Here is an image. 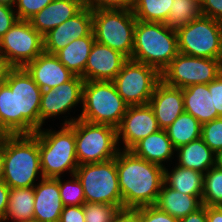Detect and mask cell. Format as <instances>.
I'll return each mask as SVG.
<instances>
[{"instance_id":"cell-2","label":"cell","mask_w":222,"mask_h":222,"mask_svg":"<svg viewBox=\"0 0 222 222\" xmlns=\"http://www.w3.org/2000/svg\"><path fill=\"white\" fill-rule=\"evenodd\" d=\"M123 208L154 205L164 183V168L135 156L130 150L116 155Z\"/></svg>"},{"instance_id":"cell-21","label":"cell","mask_w":222,"mask_h":222,"mask_svg":"<svg viewBox=\"0 0 222 222\" xmlns=\"http://www.w3.org/2000/svg\"><path fill=\"white\" fill-rule=\"evenodd\" d=\"M86 6V0H53L28 21L42 36L74 17Z\"/></svg>"},{"instance_id":"cell-25","label":"cell","mask_w":222,"mask_h":222,"mask_svg":"<svg viewBox=\"0 0 222 222\" xmlns=\"http://www.w3.org/2000/svg\"><path fill=\"white\" fill-rule=\"evenodd\" d=\"M178 166L205 174L215 166V152L200 137L176 149Z\"/></svg>"},{"instance_id":"cell-28","label":"cell","mask_w":222,"mask_h":222,"mask_svg":"<svg viewBox=\"0 0 222 222\" xmlns=\"http://www.w3.org/2000/svg\"><path fill=\"white\" fill-rule=\"evenodd\" d=\"M204 174L178 165L171 173L164 168V183L175 191L192 196L203 195Z\"/></svg>"},{"instance_id":"cell-12","label":"cell","mask_w":222,"mask_h":222,"mask_svg":"<svg viewBox=\"0 0 222 222\" xmlns=\"http://www.w3.org/2000/svg\"><path fill=\"white\" fill-rule=\"evenodd\" d=\"M221 73L220 59L179 53L161 72V80L168 86L183 89L193 84H209Z\"/></svg>"},{"instance_id":"cell-23","label":"cell","mask_w":222,"mask_h":222,"mask_svg":"<svg viewBox=\"0 0 222 222\" xmlns=\"http://www.w3.org/2000/svg\"><path fill=\"white\" fill-rule=\"evenodd\" d=\"M130 151L137 157L164 167L162 162L172 159L176 151L165 129L148 135L137 142Z\"/></svg>"},{"instance_id":"cell-10","label":"cell","mask_w":222,"mask_h":222,"mask_svg":"<svg viewBox=\"0 0 222 222\" xmlns=\"http://www.w3.org/2000/svg\"><path fill=\"white\" fill-rule=\"evenodd\" d=\"M179 53L222 60V23L201 16L176 30Z\"/></svg>"},{"instance_id":"cell-9","label":"cell","mask_w":222,"mask_h":222,"mask_svg":"<svg viewBox=\"0 0 222 222\" xmlns=\"http://www.w3.org/2000/svg\"><path fill=\"white\" fill-rule=\"evenodd\" d=\"M75 175L82 184L85 202L123 207L116 157L103 162L79 165Z\"/></svg>"},{"instance_id":"cell-30","label":"cell","mask_w":222,"mask_h":222,"mask_svg":"<svg viewBox=\"0 0 222 222\" xmlns=\"http://www.w3.org/2000/svg\"><path fill=\"white\" fill-rule=\"evenodd\" d=\"M173 0H135L132 11L144 22L166 23Z\"/></svg>"},{"instance_id":"cell-42","label":"cell","mask_w":222,"mask_h":222,"mask_svg":"<svg viewBox=\"0 0 222 222\" xmlns=\"http://www.w3.org/2000/svg\"><path fill=\"white\" fill-rule=\"evenodd\" d=\"M59 222H85L83 205L64 206Z\"/></svg>"},{"instance_id":"cell-3","label":"cell","mask_w":222,"mask_h":222,"mask_svg":"<svg viewBox=\"0 0 222 222\" xmlns=\"http://www.w3.org/2000/svg\"><path fill=\"white\" fill-rule=\"evenodd\" d=\"M39 174L42 179L37 134H4L0 178L9 188L34 187Z\"/></svg>"},{"instance_id":"cell-26","label":"cell","mask_w":222,"mask_h":222,"mask_svg":"<svg viewBox=\"0 0 222 222\" xmlns=\"http://www.w3.org/2000/svg\"><path fill=\"white\" fill-rule=\"evenodd\" d=\"M94 42L95 37L92 31L88 36L74 39L55 55L74 75L81 76L84 79L85 66Z\"/></svg>"},{"instance_id":"cell-49","label":"cell","mask_w":222,"mask_h":222,"mask_svg":"<svg viewBox=\"0 0 222 222\" xmlns=\"http://www.w3.org/2000/svg\"><path fill=\"white\" fill-rule=\"evenodd\" d=\"M17 0H0V4H5L14 7Z\"/></svg>"},{"instance_id":"cell-33","label":"cell","mask_w":222,"mask_h":222,"mask_svg":"<svg viewBox=\"0 0 222 222\" xmlns=\"http://www.w3.org/2000/svg\"><path fill=\"white\" fill-rule=\"evenodd\" d=\"M123 207L104 203L83 204L85 222H114L119 210Z\"/></svg>"},{"instance_id":"cell-13","label":"cell","mask_w":222,"mask_h":222,"mask_svg":"<svg viewBox=\"0 0 222 222\" xmlns=\"http://www.w3.org/2000/svg\"><path fill=\"white\" fill-rule=\"evenodd\" d=\"M43 52V36L26 20H18L0 38V53L10 67H24Z\"/></svg>"},{"instance_id":"cell-8","label":"cell","mask_w":222,"mask_h":222,"mask_svg":"<svg viewBox=\"0 0 222 222\" xmlns=\"http://www.w3.org/2000/svg\"><path fill=\"white\" fill-rule=\"evenodd\" d=\"M116 128L75 119V147L79 165L116 157L119 148Z\"/></svg>"},{"instance_id":"cell-17","label":"cell","mask_w":222,"mask_h":222,"mask_svg":"<svg viewBox=\"0 0 222 222\" xmlns=\"http://www.w3.org/2000/svg\"><path fill=\"white\" fill-rule=\"evenodd\" d=\"M128 58L121 52L94 42L84 71V81H113Z\"/></svg>"},{"instance_id":"cell-43","label":"cell","mask_w":222,"mask_h":222,"mask_svg":"<svg viewBox=\"0 0 222 222\" xmlns=\"http://www.w3.org/2000/svg\"><path fill=\"white\" fill-rule=\"evenodd\" d=\"M114 222H142V207L121 208Z\"/></svg>"},{"instance_id":"cell-1","label":"cell","mask_w":222,"mask_h":222,"mask_svg":"<svg viewBox=\"0 0 222 222\" xmlns=\"http://www.w3.org/2000/svg\"><path fill=\"white\" fill-rule=\"evenodd\" d=\"M42 89L24 67H10L0 83V133L33 134L40 129Z\"/></svg>"},{"instance_id":"cell-14","label":"cell","mask_w":222,"mask_h":222,"mask_svg":"<svg viewBox=\"0 0 222 222\" xmlns=\"http://www.w3.org/2000/svg\"><path fill=\"white\" fill-rule=\"evenodd\" d=\"M84 79L75 75L71 80L54 89L42 91L40 102V129L50 117L69 112L78 103H82Z\"/></svg>"},{"instance_id":"cell-22","label":"cell","mask_w":222,"mask_h":222,"mask_svg":"<svg viewBox=\"0 0 222 222\" xmlns=\"http://www.w3.org/2000/svg\"><path fill=\"white\" fill-rule=\"evenodd\" d=\"M184 111L196 118L202 125L220 116L213 106L208 84H193L182 89Z\"/></svg>"},{"instance_id":"cell-45","label":"cell","mask_w":222,"mask_h":222,"mask_svg":"<svg viewBox=\"0 0 222 222\" xmlns=\"http://www.w3.org/2000/svg\"><path fill=\"white\" fill-rule=\"evenodd\" d=\"M179 222H207L206 206H201L195 212L190 213L186 217L179 219Z\"/></svg>"},{"instance_id":"cell-15","label":"cell","mask_w":222,"mask_h":222,"mask_svg":"<svg viewBox=\"0 0 222 222\" xmlns=\"http://www.w3.org/2000/svg\"><path fill=\"white\" fill-rule=\"evenodd\" d=\"M160 130L154 111L149 104L128 106L116 128L117 141L123 139V150H130L137 142Z\"/></svg>"},{"instance_id":"cell-29","label":"cell","mask_w":222,"mask_h":222,"mask_svg":"<svg viewBox=\"0 0 222 222\" xmlns=\"http://www.w3.org/2000/svg\"><path fill=\"white\" fill-rule=\"evenodd\" d=\"M175 149L201 137L202 124L187 112L165 129Z\"/></svg>"},{"instance_id":"cell-36","label":"cell","mask_w":222,"mask_h":222,"mask_svg":"<svg viewBox=\"0 0 222 222\" xmlns=\"http://www.w3.org/2000/svg\"><path fill=\"white\" fill-rule=\"evenodd\" d=\"M52 1L53 0H17L15 7L18 8L15 12L19 20L28 21Z\"/></svg>"},{"instance_id":"cell-20","label":"cell","mask_w":222,"mask_h":222,"mask_svg":"<svg viewBox=\"0 0 222 222\" xmlns=\"http://www.w3.org/2000/svg\"><path fill=\"white\" fill-rule=\"evenodd\" d=\"M34 185V221L59 222L64 205L59 192V177L42 178Z\"/></svg>"},{"instance_id":"cell-48","label":"cell","mask_w":222,"mask_h":222,"mask_svg":"<svg viewBox=\"0 0 222 222\" xmlns=\"http://www.w3.org/2000/svg\"><path fill=\"white\" fill-rule=\"evenodd\" d=\"M215 166L222 170V149L215 154Z\"/></svg>"},{"instance_id":"cell-27","label":"cell","mask_w":222,"mask_h":222,"mask_svg":"<svg viewBox=\"0 0 222 222\" xmlns=\"http://www.w3.org/2000/svg\"><path fill=\"white\" fill-rule=\"evenodd\" d=\"M4 221L11 218L13 222L34 221V187L10 188Z\"/></svg>"},{"instance_id":"cell-41","label":"cell","mask_w":222,"mask_h":222,"mask_svg":"<svg viewBox=\"0 0 222 222\" xmlns=\"http://www.w3.org/2000/svg\"><path fill=\"white\" fill-rule=\"evenodd\" d=\"M209 91L212 96L213 106L217 109V113L222 117V73L208 84Z\"/></svg>"},{"instance_id":"cell-35","label":"cell","mask_w":222,"mask_h":222,"mask_svg":"<svg viewBox=\"0 0 222 222\" xmlns=\"http://www.w3.org/2000/svg\"><path fill=\"white\" fill-rule=\"evenodd\" d=\"M201 138L215 153L222 149V117L202 125Z\"/></svg>"},{"instance_id":"cell-19","label":"cell","mask_w":222,"mask_h":222,"mask_svg":"<svg viewBox=\"0 0 222 222\" xmlns=\"http://www.w3.org/2000/svg\"><path fill=\"white\" fill-rule=\"evenodd\" d=\"M149 105L159 128L166 129L184 112L182 89L168 86L161 80L154 89Z\"/></svg>"},{"instance_id":"cell-46","label":"cell","mask_w":222,"mask_h":222,"mask_svg":"<svg viewBox=\"0 0 222 222\" xmlns=\"http://www.w3.org/2000/svg\"><path fill=\"white\" fill-rule=\"evenodd\" d=\"M207 222H222V206H206Z\"/></svg>"},{"instance_id":"cell-39","label":"cell","mask_w":222,"mask_h":222,"mask_svg":"<svg viewBox=\"0 0 222 222\" xmlns=\"http://www.w3.org/2000/svg\"><path fill=\"white\" fill-rule=\"evenodd\" d=\"M14 8L0 4V38L19 20Z\"/></svg>"},{"instance_id":"cell-31","label":"cell","mask_w":222,"mask_h":222,"mask_svg":"<svg viewBox=\"0 0 222 222\" xmlns=\"http://www.w3.org/2000/svg\"><path fill=\"white\" fill-rule=\"evenodd\" d=\"M201 16H203L201 0H173L165 24L177 30Z\"/></svg>"},{"instance_id":"cell-38","label":"cell","mask_w":222,"mask_h":222,"mask_svg":"<svg viewBox=\"0 0 222 222\" xmlns=\"http://www.w3.org/2000/svg\"><path fill=\"white\" fill-rule=\"evenodd\" d=\"M142 222H179V219L150 205L142 206Z\"/></svg>"},{"instance_id":"cell-7","label":"cell","mask_w":222,"mask_h":222,"mask_svg":"<svg viewBox=\"0 0 222 222\" xmlns=\"http://www.w3.org/2000/svg\"><path fill=\"white\" fill-rule=\"evenodd\" d=\"M136 21L132 10L92 9L95 41L131 59Z\"/></svg>"},{"instance_id":"cell-5","label":"cell","mask_w":222,"mask_h":222,"mask_svg":"<svg viewBox=\"0 0 222 222\" xmlns=\"http://www.w3.org/2000/svg\"><path fill=\"white\" fill-rule=\"evenodd\" d=\"M75 119H65L59 131L37 130L40 165L43 178L61 177L69 171L75 174L79 163L75 147Z\"/></svg>"},{"instance_id":"cell-47","label":"cell","mask_w":222,"mask_h":222,"mask_svg":"<svg viewBox=\"0 0 222 222\" xmlns=\"http://www.w3.org/2000/svg\"><path fill=\"white\" fill-rule=\"evenodd\" d=\"M10 66L6 63L5 58L0 53V83L5 80L6 73Z\"/></svg>"},{"instance_id":"cell-6","label":"cell","mask_w":222,"mask_h":222,"mask_svg":"<svg viewBox=\"0 0 222 222\" xmlns=\"http://www.w3.org/2000/svg\"><path fill=\"white\" fill-rule=\"evenodd\" d=\"M82 104V113L77 119L115 128L128 108L113 81H85Z\"/></svg>"},{"instance_id":"cell-34","label":"cell","mask_w":222,"mask_h":222,"mask_svg":"<svg viewBox=\"0 0 222 222\" xmlns=\"http://www.w3.org/2000/svg\"><path fill=\"white\" fill-rule=\"evenodd\" d=\"M73 180L62 182L59 177V192L64 206H81L85 203V195L81 182L76 175H72Z\"/></svg>"},{"instance_id":"cell-50","label":"cell","mask_w":222,"mask_h":222,"mask_svg":"<svg viewBox=\"0 0 222 222\" xmlns=\"http://www.w3.org/2000/svg\"><path fill=\"white\" fill-rule=\"evenodd\" d=\"M3 145H4V134L0 133V163H1V154H2Z\"/></svg>"},{"instance_id":"cell-32","label":"cell","mask_w":222,"mask_h":222,"mask_svg":"<svg viewBox=\"0 0 222 222\" xmlns=\"http://www.w3.org/2000/svg\"><path fill=\"white\" fill-rule=\"evenodd\" d=\"M203 206H222V170L213 166L204 174Z\"/></svg>"},{"instance_id":"cell-4","label":"cell","mask_w":222,"mask_h":222,"mask_svg":"<svg viewBox=\"0 0 222 222\" xmlns=\"http://www.w3.org/2000/svg\"><path fill=\"white\" fill-rule=\"evenodd\" d=\"M178 54L175 29L164 23L136 21L131 60L153 66L161 73Z\"/></svg>"},{"instance_id":"cell-11","label":"cell","mask_w":222,"mask_h":222,"mask_svg":"<svg viewBox=\"0 0 222 222\" xmlns=\"http://www.w3.org/2000/svg\"><path fill=\"white\" fill-rule=\"evenodd\" d=\"M161 73L153 66L128 59L113 80L128 106L149 104Z\"/></svg>"},{"instance_id":"cell-44","label":"cell","mask_w":222,"mask_h":222,"mask_svg":"<svg viewBox=\"0 0 222 222\" xmlns=\"http://www.w3.org/2000/svg\"><path fill=\"white\" fill-rule=\"evenodd\" d=\"M10 188L8 185L0 178V222L3 221L9 198Z\"/></svg>"},{"instance_id":"cell-18","label":"cell","mask_w":222,"mask_h":222,"mask_svg":"<svg viewBox=\"0 0 222 222\" xmlns=\"http://www.w3.org/2000/svg\"><path fill=\"white\" fill-rule=\"evenodd\" d=\"M24 68L42 91L54 89L75 76L59 61L55 54L46 52L41 53L35 60L28 62Z\"/></svg>"},{"instance_id":"cell-37","label":"cell","mask_w":222,"mask_h":222,"mask_svg":"<svg viewBox=\"0 0 222 222\" xmlns=\"http://www.w3.org/2000/svg\"><path fill=\"white\" fill-rule=\"evenodd\" d=\"M135 0H86L92 9H124L132 10Z\"/></svg>"},{"instance_id":"cell-16","label":"cell","mask_w":222,"mask_h":222,"mask_svg":"<svg viewBox=\"0 0 222 222\" xmlns=\"http://www.w3.org/2000/svg\"><path fill=\"white\" fill-rule=\"evenodd\" d=\"M92 32V8L86 5L74 17L67 19L43 36L44 52L56 54L74 39L88 36Z\"/></svg>"},{"instance_id":"cell-24","label":"cell","mask_w":222,"mask_h":222,"mask_svg":"<svg viewBox=\"0 0 222 222\" xmlns=\"http://www.w3.org/2000/svg\"><path fill=\"white\" fill-rule=\"evenodd\" d=\"M154 206L181 219L202 206V196H192L173 190L163 183Z\"/></svg>"},{"instance_id":"cell-40","label":"cell","mask_w":222,"mask_h":222,"mask_svg":"<svg viewBox=\"0 0 222 222\" xmlns=\"http://www.w3.org/2000/svg\"><path fill=\"white\" fill-rule=\"evenodd\" d=\"M203 16L222 23V0H201Z\"/></svg>"}]
</instances>
